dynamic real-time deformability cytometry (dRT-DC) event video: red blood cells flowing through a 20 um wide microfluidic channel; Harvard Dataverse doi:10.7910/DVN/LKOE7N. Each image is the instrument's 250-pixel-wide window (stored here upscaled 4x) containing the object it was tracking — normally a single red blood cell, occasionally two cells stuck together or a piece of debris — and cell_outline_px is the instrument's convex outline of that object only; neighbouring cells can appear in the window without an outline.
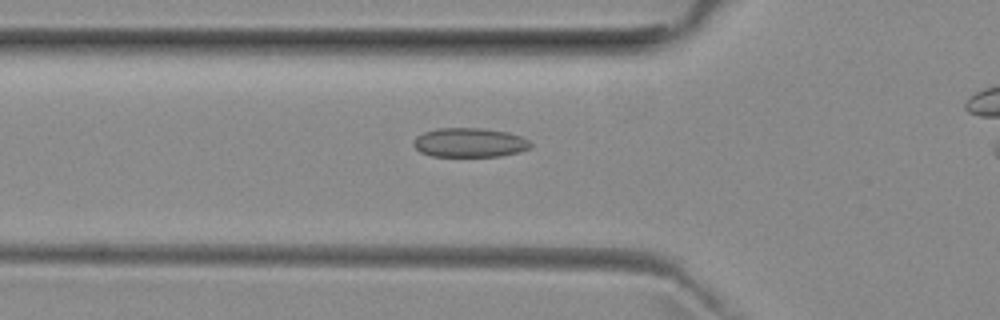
{"species": "common noctule bat (a hibernating species)", "species_latin": "Nyctalus noctula", "temperature_condition": "room temperature", "stored_images_in_passage": 35, "camera_frame_rate_fps": 3000, "um_per_image_px": 0.085, "animal": {"sex": "female", "body_mass_g": 29.2, "forearm_length_mm": 56.3}, "frame": {"image": 1, "passage_image": 8, "time_ms": 2.333, "image_size_px": [1000, 320], "cell_outline_px": [[532, 148], [520, 152], [500, 156], [432, 156], [420, 152], [412, 144], [416, 136], [424, 132], [436, 128], [480, 128], [508, 132], [520, 136], [528, 140], [532, 144]], "centroid_in_image_um": [39.92, 12.12], "position_along_channel_um": 85.9, "area_um2": 20.06}}
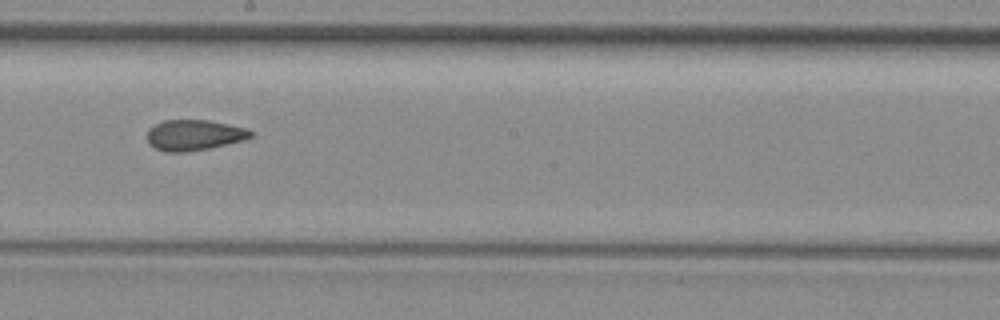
{"frame": {"image": 2, "passage_image": 19, "time_ms": 6.0, "image_size_px": [1000, 320], "cell_outline_px": [[256, 132], [252, 136], [244, 140], [208, 148], [184, 152], [164, 152], [148, 144], [148, 128], [164, 120], [208, 120], [248, 128]], "centroid_in_image_um": [16.52, 11.48], "position_along_channel_um": 231.7, "area_um2": 18.55}}
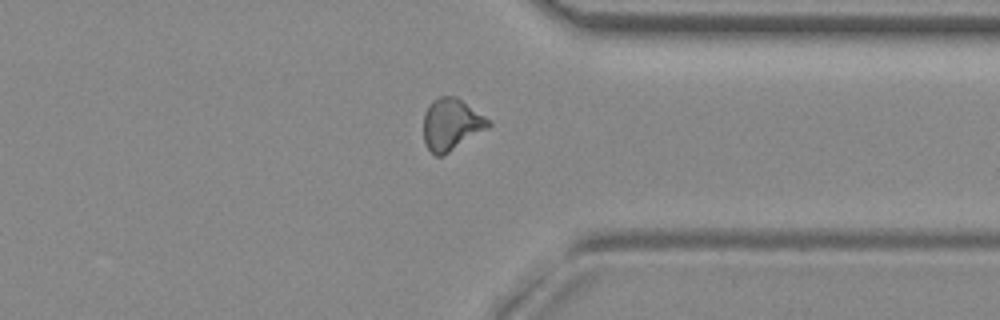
{"frame": {"image": 3, "passage_image": 30, "time_ms": 9.667, "image_size_px": [1000, 320], "cell_outline_px": [[492, 124], [488, 128], [444, 156], [436, 156], [428, 148], [424, 140], [424, 112], [428, 104], [432, 100], [440, 96], [456, 96], [484, 116]], "centroid_in_image_um": [38.34, 10.57], "position_along_channel_um": 373.1, "area_um2": 19.54}, "authors_computed_cell_mechanics": {"area_um2": 18.9006, "velocity_mm_per_s": 3.9662, "shape_relaxation_time_tau1_ms": null, "shape_relaxation_time_tau2_ms": 2.1525, "deformation_change_tau1": null, "deformation_change_tau2": 0.0928}}